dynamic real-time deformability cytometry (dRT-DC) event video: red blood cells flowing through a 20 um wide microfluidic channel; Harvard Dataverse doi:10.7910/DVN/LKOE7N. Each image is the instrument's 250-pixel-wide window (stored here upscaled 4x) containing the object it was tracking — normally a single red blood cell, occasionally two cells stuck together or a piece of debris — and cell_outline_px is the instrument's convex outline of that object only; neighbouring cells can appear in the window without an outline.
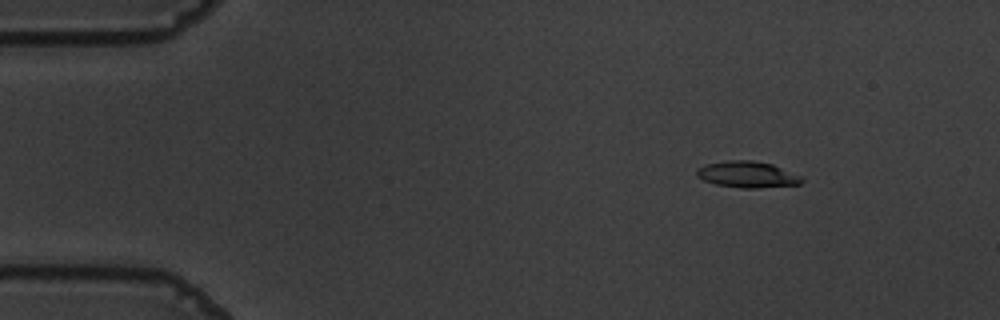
{"species": "common noctule bat (a hibernating species)", "species_latin": "Nyctalus noctula", "temperature_condition": "warm", "stored_images_in_passage": 49, "camera_frame_rate_fps": 3000, "um_per_image_px": 0.085, "animal": {"sex": "male", "body_mass_g": 19.5, "forearm_length_mm": 54.6}, "frame": {"image": 1, "passage_image": 1, "time_ms": 0.0, "image_size_px": [1000, 320], "cell_outline_px": [[804, 180], [800, 184], [756, 188], [740, 188], [716, 184], [704, 180], [696, 176], [696, 168], [704, 164], [728, 160], [752, 160], [772, 164], [804, 176]], "centroid_in_image_um": [63.53, 14.82], "position_along_channel_um": 21.5, "area_um2": 16.3}}
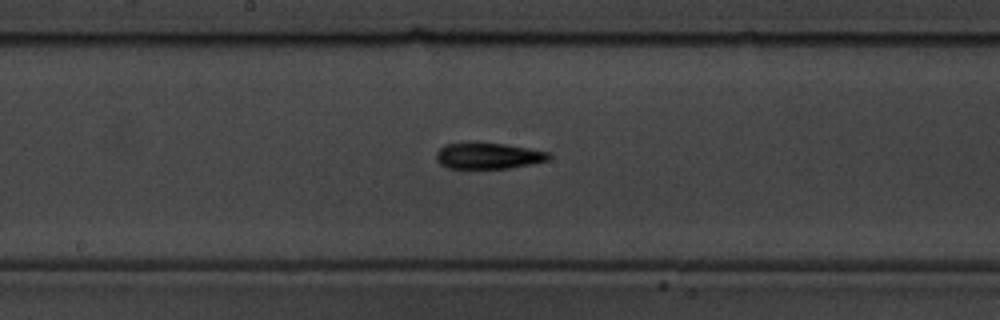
{"frame": {"image": 2, "passage_image": 23, "time_ms": 7.333, "image_size_px": [1000, 320], "cell_outline_px": [[552, 156], [548, 160], [508, 168], [448, 168], [440, 164], [436, 160], [436, 152], [444, 144], [504, 144], [552, 152]], "centroid_in_image_um": [41.52, 13.26], "position_along_channel_um": 206.7, "area_um2": 16.76}}
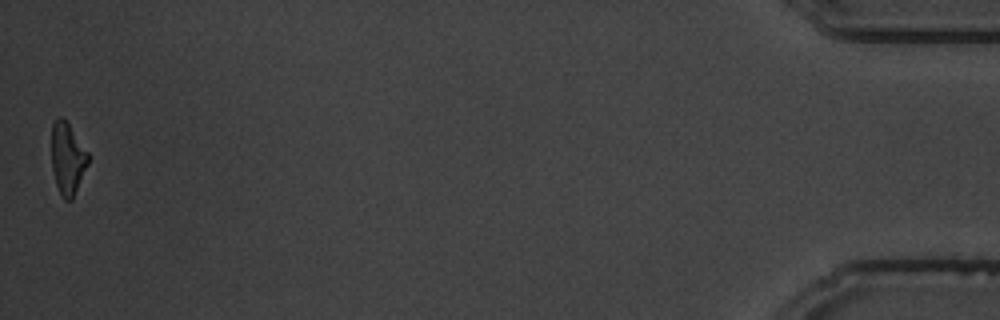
{"frame": {"image": 3, "passage_image": 49, "time_ms": 16.0, "image_size_px": [1000, 320], "cell_outline_px": [[88, 164], [72, 200], [64, 200], [56, 184], [52, 168], [52, 124], [56, 116], [60, 116], [68, 124], [88, 152]], "centroid_in_image_um": [5.73, 13.47], "position_along_channel_um": 429.5, "area_um2": 15.09}, "authors_computed_cell_mechanics": {"area_um2": 16.473, "velocity_mm_per_s": 3.6498, "shape_relaxation_time_tau1_ms": 4.0223, "shape_relaxation_time_tau2_ms": 4.9473, "deformation_change_tau1": 0.1801, "deformation_change_tau2": 0.1809}}